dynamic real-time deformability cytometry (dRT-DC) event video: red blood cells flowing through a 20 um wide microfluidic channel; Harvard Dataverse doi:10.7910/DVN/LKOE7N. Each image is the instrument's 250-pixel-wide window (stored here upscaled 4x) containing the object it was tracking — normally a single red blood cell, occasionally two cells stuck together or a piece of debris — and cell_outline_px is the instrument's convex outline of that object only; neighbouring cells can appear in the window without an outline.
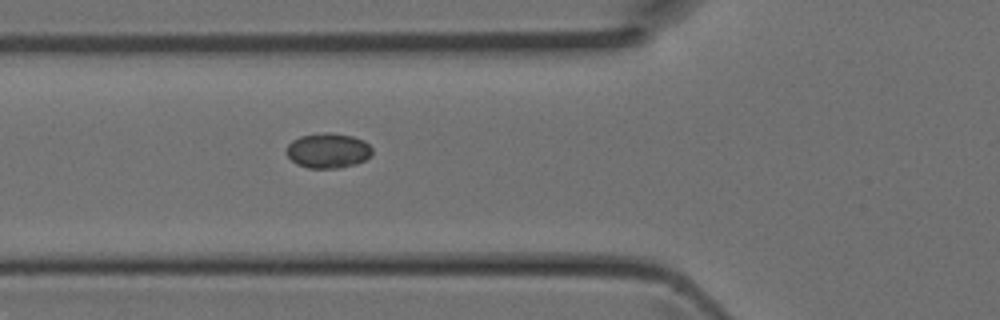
{"species": "Egyptian fruit bat (a non-hibernating species)", "species_latin": "Rousettus aegyptiacus", "temperature_condition": "room temperature", "stored_images_in_passage": 36, "camera_frame_rate_fps": 3000, "um_per_image_px": 0.085, "animal": {"sex": "female"}, "frame": {"image": 1, "passage_image": 10, "time_ms": 3.0, "image_size_px": [1000, 320], "cell_outline_px": [[372, 152], [364, 160], [356, 164], [340, 168], [308, 168], [296, 164], [284, 152], [288, 144], [292, 140], [300, 136], [324, 132], [328, 132], [352, 136], [364, 140], [372, 148]], "centroid_in_image_um": [27.85, 12.8], "position_along_channel_um": 98.0, "area_um2": 17.57}}
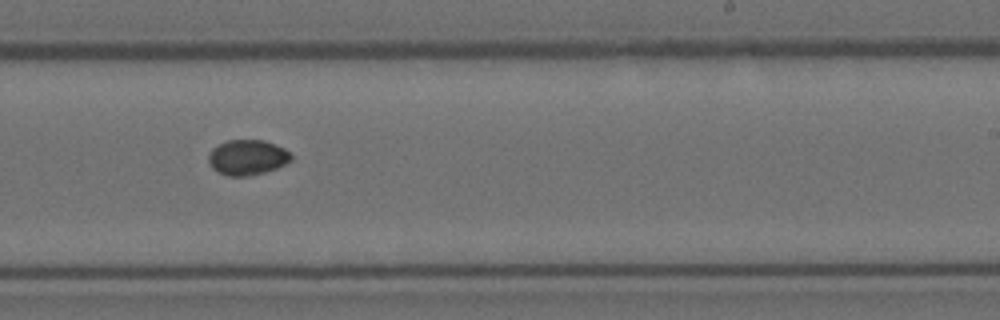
{"frame": {"image": 2, "passage_image": 21, "time_ms": 6.667, "image_size_px": [1000, 320], "cell_outline_px": [[292, 160], [276, 168], [264, 172], [244, 176], [228, 176], [212, 168], [208, 160], [208, 156], [212, 148], [228, 140], [264, 140], [284, 148], [292, 156]], "centroid_in_image_um": [21.02, 13.37], "position_along_channel_um": 268.0, "area_um2": 16.76}}
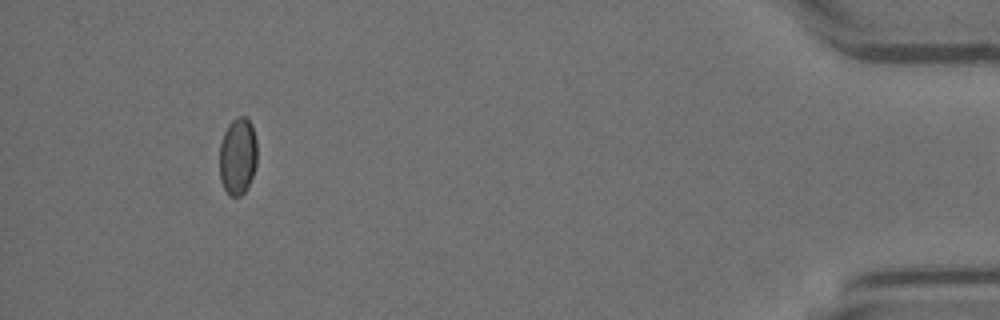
{"frame": {"image": 3, "passage_image": 35, "time_ms": 11.333, "image_size_px": [1000, 320], "cell_outline_px": [[256, 164], [252, 176], [244, 192], [240, 196], [228, 196], [220, 180], [220, 144], [224, 132], [228, 124], [236, 116], [244, 116], [252, 124], [256, 140]], "centroid_in_image_um": [20.2, 13.26], "position_along_channel_um": 415.0, "area_um2": 16.94}}